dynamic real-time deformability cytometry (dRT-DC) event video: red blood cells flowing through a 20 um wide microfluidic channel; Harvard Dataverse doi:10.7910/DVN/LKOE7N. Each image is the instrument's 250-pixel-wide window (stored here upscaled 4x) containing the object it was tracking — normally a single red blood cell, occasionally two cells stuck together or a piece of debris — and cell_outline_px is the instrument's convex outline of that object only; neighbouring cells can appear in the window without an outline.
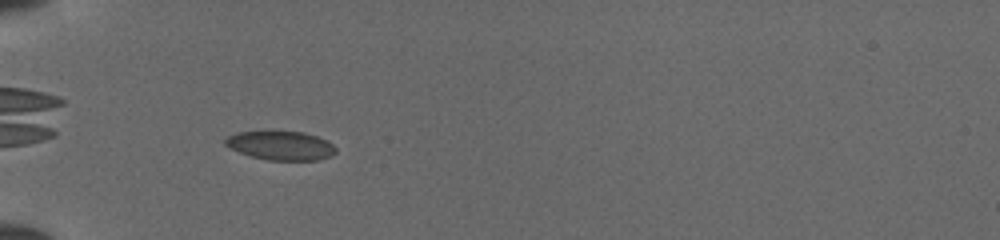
{"species": "common noctule bat (a hibernating species)", "species_latin": "Nyctalus noctula", "temperature_condition": "cold", "stored_images_in_passage": 36, "camera_frame_rate_fps": 3000, "um_per_image_px": 0.085, "animal": {"sex": "female", "body_mass_g": 19.5, "forearm_length_mm": 54.1}, "frame": {"image": 1, "passage_image": 3, "time_ms": 0.667, "image_size_px": [1000, 240], "cell_outline_px": [[336, 152], [332, 156], [320, 160], [268, 160], [252, 156], [240, 152], [224, 144], [224, 140], [228, 136], [236, 132], [304, 132], [316, 136], [332, 144], [336, 148]], "centroid_in_image_um": [23.89, 12.38], "position_along_channel_um": 61.1, "area_um2": 18.38}}
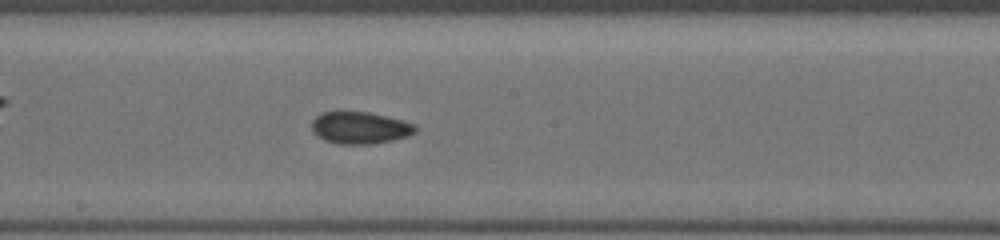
{"frame": {"image": 2, "passage_image": 15, "time_ms": 4.667, "image_size_px": [1000, 240], "cell_outline_px": [[416, 132], [408, 136], [392, 140], [372, 144], [340, 144], [324, 140], [316, 136], [312, 132], [312, 120], [316, 116], [324, 112], [368, 112], [388, 116], [404, 120], [416, 124]], "centroid_in_image_um": [30.61, 10.86], "position_along_channel_um": 217.6, "area_um2": 19.48}}
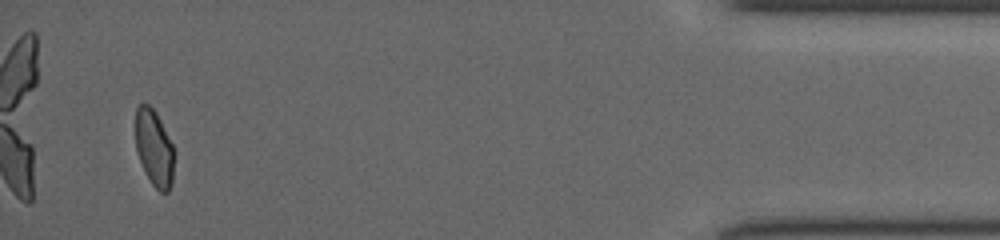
{"frame": {"image": 3, "passage_image": 34, "time_ms": 11.0, "image_size_px": [1000, 240], "cell_outline_px": [[176, 152], [172, 184], [168, 192], [160, 192], [152, 184], [140, 160], [136, 148], [136, 108], [140, 104], [148, 104], [156, 112]], "centroid_in_image_um": [13.15, 12.6], "position_along_channel_um": 422.1, "area_um2": 17.22}}